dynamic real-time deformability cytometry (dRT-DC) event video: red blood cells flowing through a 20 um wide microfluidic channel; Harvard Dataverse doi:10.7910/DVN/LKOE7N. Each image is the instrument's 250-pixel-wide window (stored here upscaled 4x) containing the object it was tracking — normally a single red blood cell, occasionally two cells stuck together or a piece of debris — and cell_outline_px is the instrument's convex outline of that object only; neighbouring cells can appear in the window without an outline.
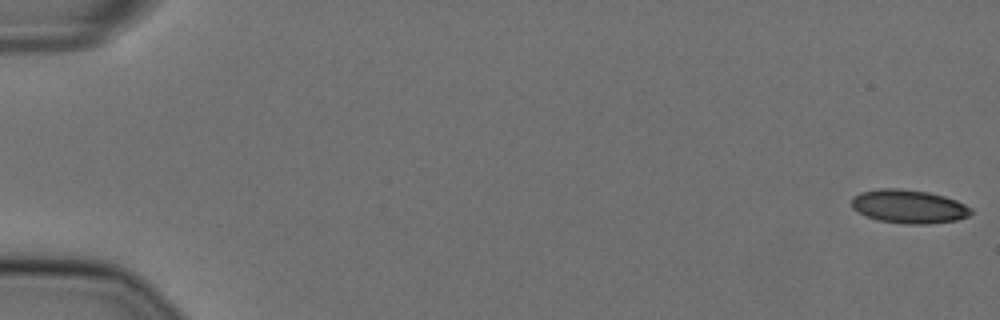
{"species": "Egyptian fruit bat (a non-hibernating species)", "species_latin": "Rousettus aegyptiacus", "temperature_condition": "cold", "stored_images_in_passage": 21, "camera_frame_rate_fps": 3000, "um_per_image_px": 0.085, "animal": {"sex": "female"}, "frame": {"image": 1, "passage_image": 1, "time_ms": 0.0, "image_size_px": [1000, 320], "cell_outline_px": [[972, 212], [968, 216], [956, 220], [928, 224], [904, 224], [876, 220], [864, 216], [852, 208], [852, 200], [860, 192], [880, 188], [900, 188], [928, 192], [944, 196], [956, 200], [972, 208]], "centroid_in_image_um": [77.23, 17.56], "position_along_channel_um": 7.8, "area_um2": 23.47}}
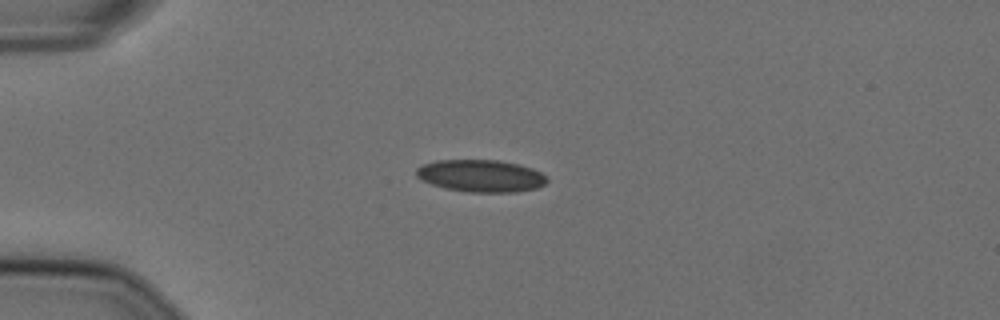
{"frame": {"image": 2, "passage_image": 15, "time_ms": 4.667, "image_size_px": [1000, 320], "cell_outline_px": [[548, 180], [544, 184], [536, 188], [516, 192], [468, 192], [444, 188], [432, 184], [416, 176], [416, 168], [424, 164], [436, 160], [500, 160], [520, 164], [532, 168], [548, 176]], "centroid_in_image_um": [40.9, 14.94], "position_along_channel_um": 44.1, "area_um2": 24.62}}
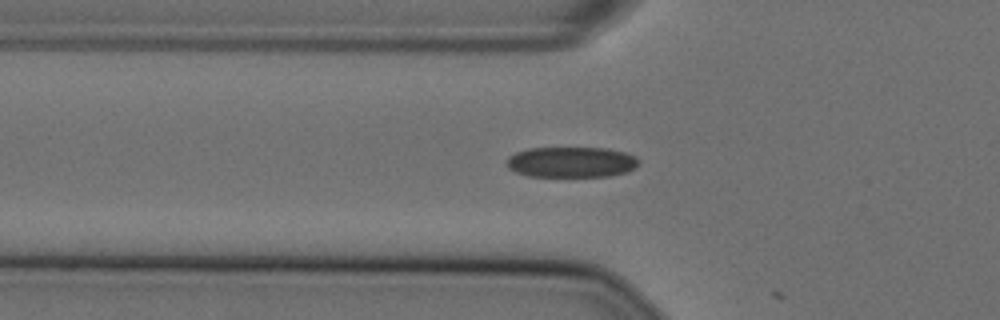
{"frame": {"image": 3, "passage_image": 20, "time_ms": 6.333, "image_size_px": [1000, 320], "cell_outline_px": [[640, 164], [628, 172], [608, 176], [528, 176], [516, 172], [508, 168], [504, 164], [508, 156], [516, 152], [528, 148], [608, 148], [624, 152], [636, 156], [640, 160]], "centroid_in_image_um": [48.56, 13.77], "position_along_channel_um": 77.2, "area_um2": 23.81}}